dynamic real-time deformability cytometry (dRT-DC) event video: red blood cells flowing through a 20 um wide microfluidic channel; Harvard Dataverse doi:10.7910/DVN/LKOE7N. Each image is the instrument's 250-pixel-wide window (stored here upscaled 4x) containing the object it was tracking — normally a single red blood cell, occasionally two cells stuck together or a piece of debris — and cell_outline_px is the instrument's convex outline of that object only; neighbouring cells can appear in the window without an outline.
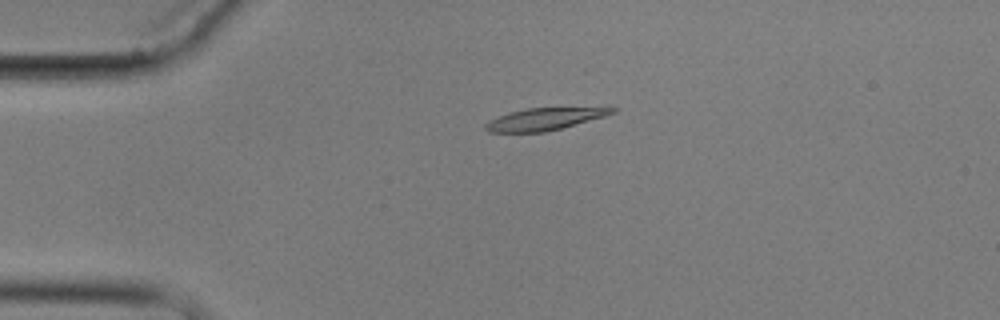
{"species": "common noctule bat (a hibernating species)", "species_latin": "Nyctalus noctula", "temperature_condition": "cold", "stored_images_in_passage": 4, "camera_frame_rate_fps": 3000, "um_per_image_px": 0.085, "animal": {"sex": "male", "body_mass_g": 17.9}, "frame": {"image": 1, "passage_image": 3, "time_ms": 3.0, "image_size_px": [1000, 320], "cell_outline_px": [[616, 112], [604, 116], [560, 128], [544, 132], [488, 132], [484, 128], [484, 124], [508, 112], [524, 108], [616, 108]], "centroid_in_image_um": [46.21, 10.12], "position_along_channel_um": 38.8, "area_um2": 15.9}}